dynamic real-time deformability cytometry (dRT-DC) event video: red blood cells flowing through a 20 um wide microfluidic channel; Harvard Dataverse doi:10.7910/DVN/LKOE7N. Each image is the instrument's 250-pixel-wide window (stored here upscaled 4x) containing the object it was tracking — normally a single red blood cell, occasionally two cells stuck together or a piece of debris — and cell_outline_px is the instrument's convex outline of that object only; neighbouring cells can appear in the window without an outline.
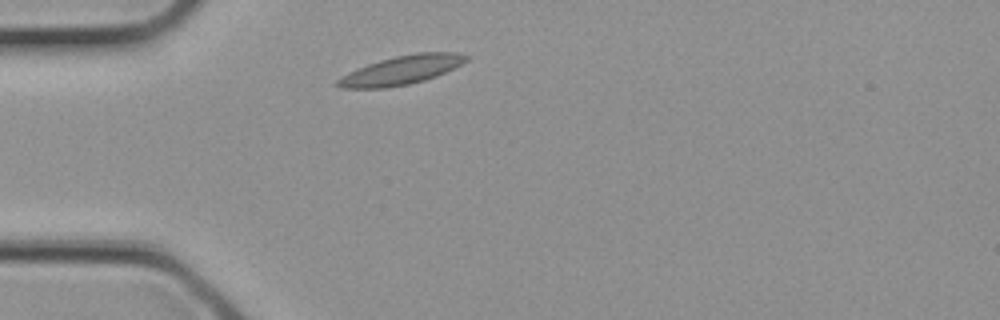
{"species": "common noctule bat (a hibernating species)", "species_latin": "Nyctalus noctula", "temperature_condition": "cold", "stored_images_in_passage": 1, "camera_frame_rate_fps": 3000, "um_per_image_px": 0.085, "animal": {"sex": "female", "body_mass_g": 21.9}, "frame": {"image": 1, "passage_image": 1, "time_ms": 0.0, "image_size_px": [1000, 320], "cell_outline_px": [[472, 56], [468, 60], [436, 76], [424, 80], [408, 84], [384, 88], [340, 88], [336, 84], [336, 80], [340, 76], [356, 68], [380, 60], [396, 56], [416, 52], [456, 52]], "centroid_in_image_um": [34.1, 5.95], "position_along_channel_um": 50.9, "area_um2": 21.56}}